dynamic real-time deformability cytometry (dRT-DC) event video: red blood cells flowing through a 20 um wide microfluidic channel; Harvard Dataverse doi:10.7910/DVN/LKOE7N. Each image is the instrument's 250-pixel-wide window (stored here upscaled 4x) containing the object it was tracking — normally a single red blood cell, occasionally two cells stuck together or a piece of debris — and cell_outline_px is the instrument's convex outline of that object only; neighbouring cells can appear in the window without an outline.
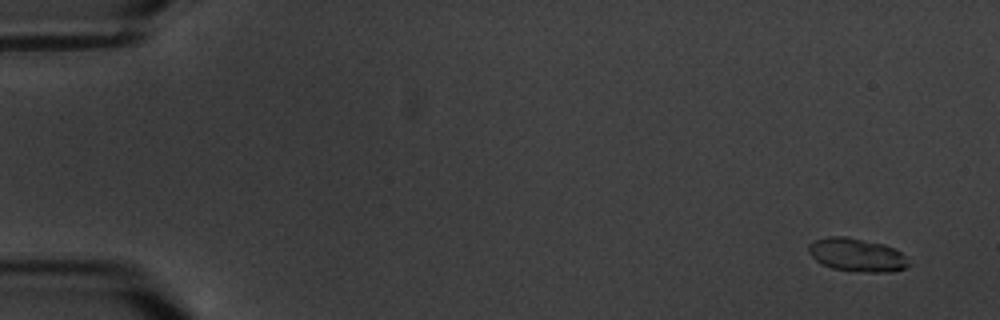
{"species": "common noctule bat (a hibernating species)", "species_latin": "Nyctalus noctula", "temperature_condition": "warm", "stored_images_in_passage": 8, "camera_frame_rate_fps": 3000, "um_per_image_px": 0.085, "animal": {"sex": "male", "body_mass_g": 20.1, "forearm_length_mm": 53.5}, "frame": {"image": 1, "passage_image": 1, "time_ms": 0.0, "image_size_px": [1000, 320], "cell_outline_px": [[908, 264], [904, 268], [892, 272], [856, 272], [832, 268], [820, 264], [808, 252], [808, 244], [812, 240], [828, 236], [848, 236], [884, 244], [900, 252], [904, 256]], "centroid_in_image_um": [72.76, 21.66], "position_along_channel_um": 12.2, "area_um2": 19.54}}
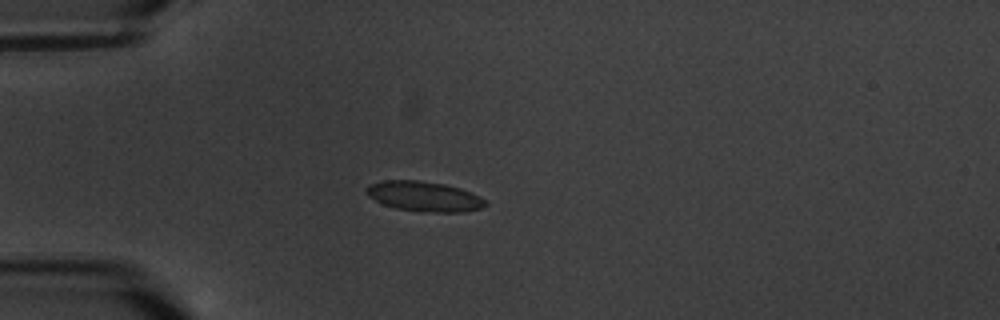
{"frame": {"image": 2, "passage_image": 5, "time_ms": 4.667, "image_size_px": [1000, 320], "cell_outline_px": [[488, 204], [480, 208], [464, 212], [420, 212], [396, 208], [384, 204], [368, 196], [364, 192], [368, 184], [384, 180], [416, 180], [444, 184], [460, 188], [480, 196]], "centroid_in_image_um": [36.03, 16.69], "position_along_channel_um": 49.0, "area_um2": 20.87}}
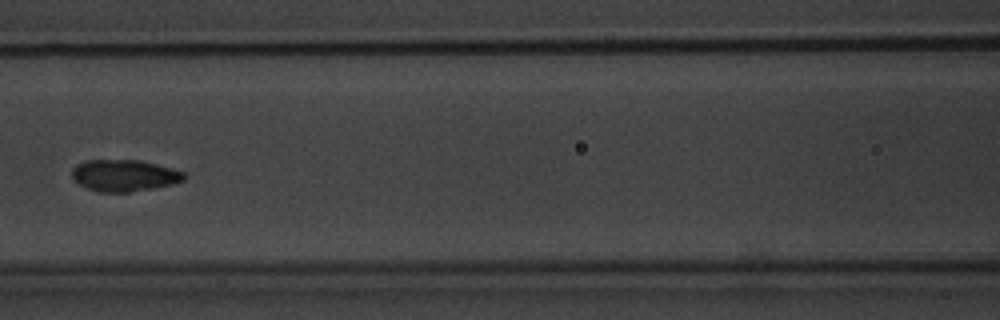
{"frame": {"image": 3, "passage_image": 8, "time_ms": 8.333, "image_size_px": [1000, 320], "cell_outline_px": [[184, 180], [172, 184], [152, 188], [128, 192], [96, 192], [72, 180], [72, 168], [76, 164], [84, 160], [140, 160], [156, 164], [184, 172]], "centroid_in_image_um": [10.5, 14.91], "position_along_channel_um": 156.1, "area_um2": 20.63}}